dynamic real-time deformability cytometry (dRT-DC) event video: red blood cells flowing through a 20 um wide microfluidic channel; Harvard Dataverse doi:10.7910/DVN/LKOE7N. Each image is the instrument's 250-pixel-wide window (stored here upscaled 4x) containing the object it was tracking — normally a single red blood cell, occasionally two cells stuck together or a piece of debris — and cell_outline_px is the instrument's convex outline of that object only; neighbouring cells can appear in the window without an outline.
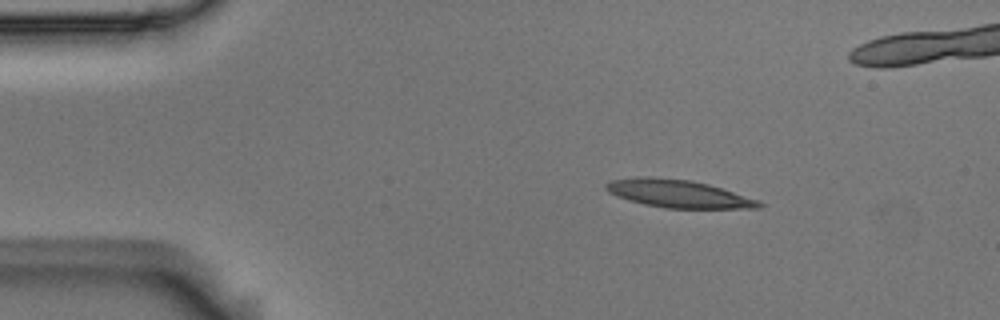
{"species": "Egyptian fruit bat (a non-hibernating species)", "species_latin": "Rousettus aegyptiacus", "temperature_condition": "room temperature", "stored_images_in_passage": 4, "camera_frame_rate_fps": 3000, "um_per_image_px": 0.085, "animal": {"sex": "male"}, "frame": {"image": 1, "passage_image": 1, "time_ms": 0.0, "image_size_px": [1000, 320], "cell_outline_px": [[764, 204], [760, 208], [664, 208], [644, 204], [628, 200], [616, 196], [608, 192], [604, 188], [604, 184], [612, 180], [644, 176], [648, 176], [692, 180], [708, 184], [760, 200]], "centroid_in_image_um": [57.64, 16.46], "position_along_channel_um": 27.4, "area_um2": 24.85}}